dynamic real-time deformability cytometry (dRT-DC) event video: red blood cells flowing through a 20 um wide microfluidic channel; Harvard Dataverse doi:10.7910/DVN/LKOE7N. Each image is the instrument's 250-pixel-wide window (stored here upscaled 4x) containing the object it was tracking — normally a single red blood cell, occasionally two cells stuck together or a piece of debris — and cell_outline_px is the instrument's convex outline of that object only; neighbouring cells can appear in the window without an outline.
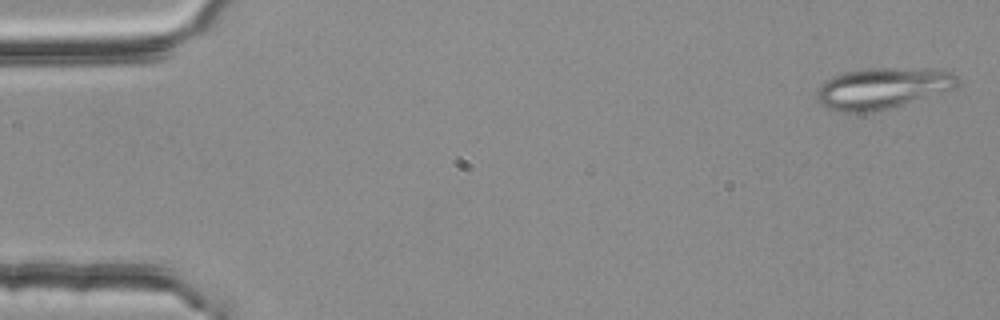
{"species": "common noctule bat (a hibernating species)", "species_latin": "Nyctalus noctula", "temperature_condition": "room temperature", "stored_images_in_passage": 4, "camera_frame_rate_fps": 3000, "um_per_image_px": 0.085, "animal": {"sex": "female", "body_mass_g": 25.1}, "frame": {"image": 1, "passage_image": 1, "time_ms": 0.0, "image_size_px": [1000, 320], "cell_outline_px": [[956, 88], [888, 108], [872, 112], [848, 112], [828, 108], [820, 104], [816, 96], [816, 92], [820, 84], [832, 76], [844, 72], [868, 68], [940, 68], [952, 72], [956, 76]], "centroid_in_image_um": [74.99, 7.47], "position_along_channel_um": 10.0, "area_um2": 33.58}}